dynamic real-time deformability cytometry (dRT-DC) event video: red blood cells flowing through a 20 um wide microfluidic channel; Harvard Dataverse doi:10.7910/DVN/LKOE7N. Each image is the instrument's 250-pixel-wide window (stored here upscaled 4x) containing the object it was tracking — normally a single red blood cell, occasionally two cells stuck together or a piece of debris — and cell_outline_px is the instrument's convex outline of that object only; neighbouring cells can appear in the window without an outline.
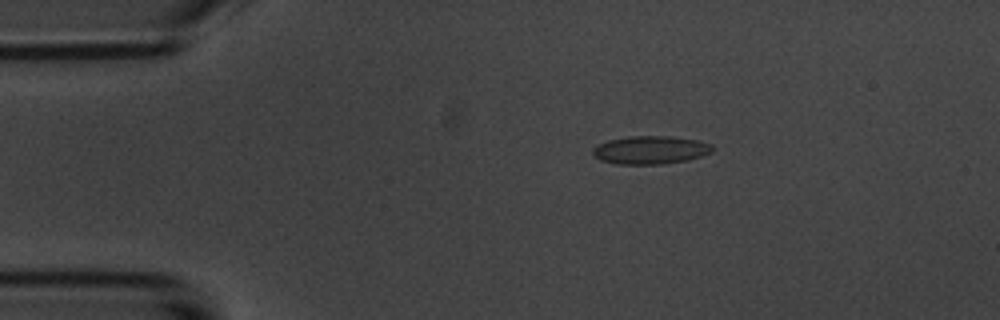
{"species": "common noctule bat (a hibernating species)", "species_latin": "Nyctalus noctula", "temperature_condition": "room temperature", "stored_images_in_passage": 4, "camera_frame_rate_fps": 3000, "um_per_image_px": 0.085, "animal": {"sex": "male", "body_mass_g": 20.1, "forearm_length_mm": 53.5}, "frame": {"image": 1, "passage_image": 3, "time_ms": 2.333, "image_size_px": [1000, 320], "cell_outline_px": [[712, 152], [688, 160], [660, 164], [616, 164], [600, 160], [592, 156], [592, 148], [608, 140], [628, 136], [672, 136], [696, 140], [712, 144]], "centroid_in_image_um": [55.25, 12.75], "position_along_channel_um": 29.7, "area_um2": 19.65}}